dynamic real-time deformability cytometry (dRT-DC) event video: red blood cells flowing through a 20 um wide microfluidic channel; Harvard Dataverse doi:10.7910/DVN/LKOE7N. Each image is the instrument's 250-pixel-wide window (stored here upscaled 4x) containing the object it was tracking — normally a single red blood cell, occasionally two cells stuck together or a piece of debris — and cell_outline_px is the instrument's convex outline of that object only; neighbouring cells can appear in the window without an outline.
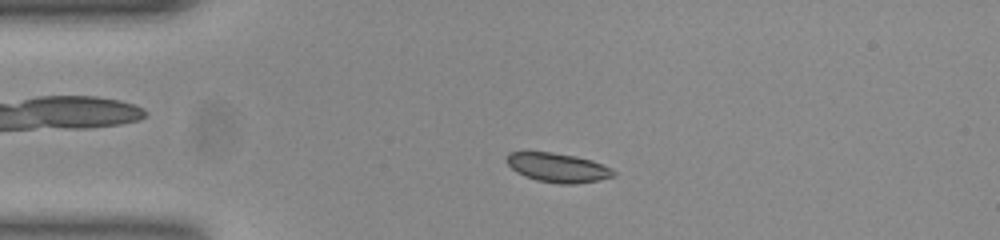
{"species": "common noctule bat (a hibernating species)", "species_latin": "Nyctalus noctula", "temperature_condition": "room temperature", "stored_images_in_passage": 46, "camera_frame_rate_fps": 3000, "um_per_image_px": 0.085, "animal": {"sex": "female", "body_mass_g": 23.0, "forearm_length_mm": 53.4}, "frame": {"image": 1, "passage_image": 11, "time_ms": 3.333, "image_size_px": [1000, 240], "cell_outline_px": [[616, 176], [600, 180], [576, 184], [560, 184], [536, 180], [524, 176], [516, 172], [508, 164], [508, 152], [552, 152], [576, 156], [592, 160], [612, 168], [616, 172]], "centroid_in_image_um": [47.47, 14.26], "position_along_channel_um": 37.5, "area_um2": 18.26}}
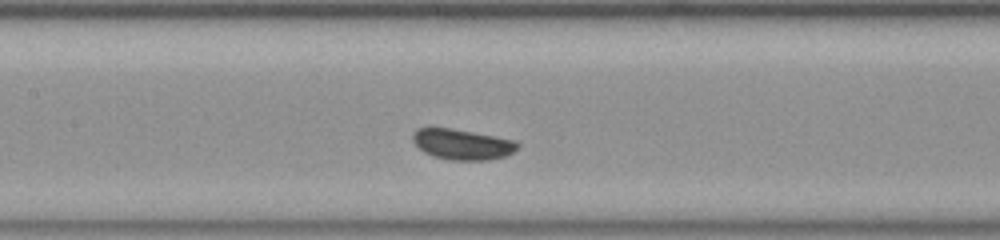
{"frame": {"image": 2, "passage_image": 24, "time_ms": 7.667, "image_size_px": [1000, 240], "cell_outline_px": [[520, 144], [512, 152], [504, 156], [488, 160], [452, 160], [432, 156], [424, 152], [412, 140], [412, 136], [416, 128], [448, 128], [496, 136], [516, 140]], "centroid_in_image_um": [39.29, 12.27], "position_along_channel_um": 168.1, "area_um2": 18.5}}
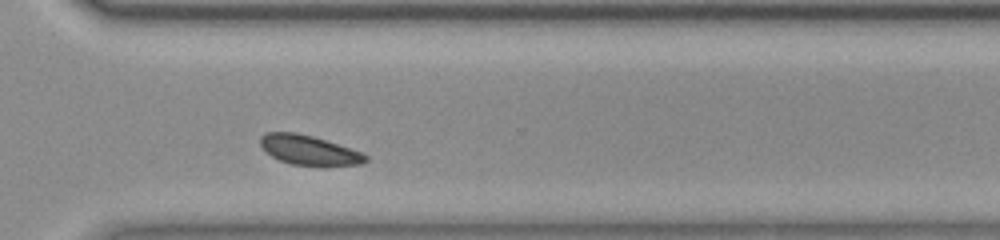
{"frame": {"image": 3, "passage_image": 38, "time_ms": 12.333, "image_size_px": [1000, 240], "cell_outline_px": [[368, 160], [364, 164], [324, 168], [292, 164], [280, 160], [272, 156], [260, 144], [260, 136], [264, 132], [296, 132], [312, 136], [364, 152], [368, 156]], "centroid_in_image_um": [26.35, 12.8], "position_along_channel_um": 344.2, "area_um2": 18.79}, "authors_computed_cell_mechanics": {"area_um2": 18.3804, "velocity_mm_per_s": 3.7723, "shape_relaxation_time_tau1_ms": 1.1244, "shape_relaxation_time_tau2_ms": null, "deformation_change_tau1": 0.0386, "deformation_change_tau2": null}}